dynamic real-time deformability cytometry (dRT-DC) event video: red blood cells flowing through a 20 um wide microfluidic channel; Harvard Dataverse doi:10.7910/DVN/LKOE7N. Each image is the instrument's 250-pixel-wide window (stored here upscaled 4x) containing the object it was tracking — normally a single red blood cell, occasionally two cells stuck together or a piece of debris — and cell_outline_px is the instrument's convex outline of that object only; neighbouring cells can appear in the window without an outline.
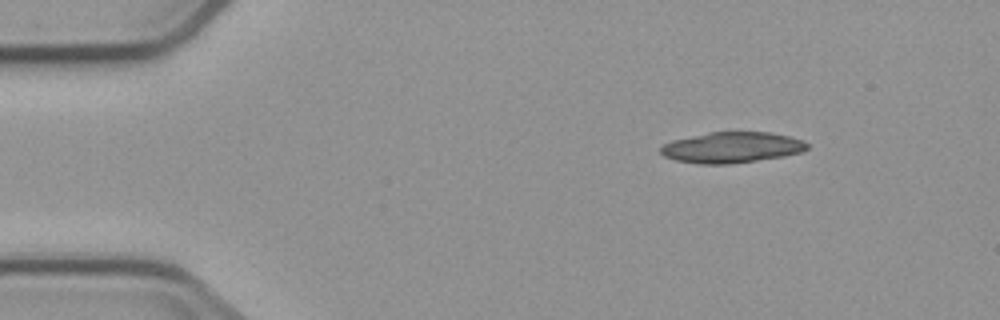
{"species": "common noctule bat (a hibernating species)", "species_latin": "Nyctalus noctula", "temperature_condition": "cold", "stored_images_in_passage": 9, "segment_of_instrument_passage": [1, 2], "camera_frame_rate_fps": 3000, "um_per_image_px": 0.085, "animal": {"sex": "male", "body_mass_g": 23.1, "forearm_length_mm": 52.7}, "frame": {"image": 1, "passage_image": 1, "time_ms": 0.0, "image_size_px": [1000, 320], "cell_outline_px": [[808, 148], [804, 152], [784, 156], [728, 164], [700, 164], [676, 160], [664, 156], [660, 152], [660, 148], [664, 144], [672, 140], [708, 132], [772, 132], [804, 140], [808, 144]], "centroid_in_image_um": [62.22, 12.53], "position_along_channel_um": 22.8, "area_um2": 26.36}}